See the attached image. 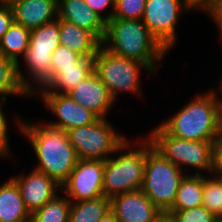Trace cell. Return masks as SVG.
Instances as JSON below:
<instances>
[{
    "label": "cell",
    "mask_w": 222,
    "mask_h": 222,
    "mask_svg": "<svg viewBox=\"0 0 222 222\" xmlns=\"http://www.w3.org/2000/svg\"><path fill=\"white\" fill-rule=\"evenodd\" d=\"M99 222H119L115 214L109 210L101 219Z\"/></svg>",
    "instance_id": "cell-37"
},
{
    "label": "cell",
    "mask_w": 222,
    "mask_h": 222,
    "mask_svg": "<svg viewBox=\"0 0 222 222\" xmlns=\"http://www.w3.org/2000/svg\"><path fill=\"white\" fill-rule=\"evenodd\" d=\"M160 125L180 139L215 141L222 134V114L210 89L196 96Z\"/></svg>",
    "instance_id": "cell-3"
},
{
    "label": "cell",
    "mask_w": 222,
    "mask_h": 222,
    "mask_svg": "<svg viewBox=\"0 0 222 222\" xmlns=\"http://www.w3.org/2000/svg\"><path fill=\"white\" fill-rule=\"evenodd\" d=\"M103 173L104 161L79 160L60 192H64L71 202L102 197Z\"/></svg>",
    "instance_id": "cell-11"
},
{
    "label": "cell",
    "mask_w": 222,
    "mask_h": 222,
    "mask_svg": "<svg viewBox=\"0 0 222 222\" xmlns=\"http://www.w3.org/2000/svg\"><path fill=\"white\" fill-rule=\"evenodd\" d=\"M31 214L16 182L10 178L0 185V222H30Z\"/></svg>",
    "instance_id": "cell-21"
},
{
    "label": "cell",
    "mask_w": 222,
    "mask_h": 222,
    "mask_svg": "<svg viewBox=\"0 0 222 222\" xmlns=\"http://www.w3.org/2000/svg\"><path fill=\"white\" fill-rule=\"evenodd\" d=\"M58 19L92 32L101 42L104 38L106 22L85 0H58Z\"/></svg>",
    "instance_id": "cell-17"
},
{
    "label": "cell",
    "mask_w": 222,
    "mask_h": 222,
    "mask_svg": "<svg viewBox=\"0 0 222 222\" xmlns=\"http://www.w3.org/2000/svg\"><path fill=\"white\" fill-rule=\"evenodd\" d=\"M17 184L26 209L32 214L58 195L61 186L45 173L35 169L27 175L11 177Z\"/></svg>",
    "instance_id": "cell-14"
},
{
    "label": "cell",
    "mask_w": 222,
    "mask_h": 222,
    "mask_svg": "<svg viewBox=\"0 0 222 222\" xmlns=\"http://www.w3.org/2000/svg\"><path fill=\"white\" fill-rule=\"evenodd\" d=\"M88 6L97 13L105 22L110 20L113 17L114 8H115V0H85ZM113 9L111 12H107L108 14H101L103 10H108L107 8Z\"/></svg>",
    "instance_id": "cell-31"
},
{
    "label": "cell",
    "mask_w": 222,
    "mask_h": 222,
    "mask_svg": "<svg viewBox=\"0 0 222 222\" xmlns=\"http://www.w3.org/2000/svg\"><path fill=\"white\" fill-rule=\"evenodd\" d=\"M203 193V175L186 173L180 182L171 210H186L202 206Z\"/></svg>",
    "instance_id": "cell-22"
},
{
    "label": "cell",
    "mask_w": 222,
    "mask_h": 222,
    "mask_svg": "<svg viewBox=\"0 0 222 222\" xmlns=\"http://www.w3.org/2000/svg\"><path fill=\"white\" fill-rule=\"evenodd\" d=\"M218 88H219L218 90L220 91L219 93H220L221 97L217 95L218 93H216L215 90H211V91L214 94L215 100H216V102L218 104V107H219V110L222 114V79H220V81H219V87ZM218 97H220L221 99L220 98L218 99Z\"/></svg>",
    "instance_id": "cell-36"
},
{
    "label": "cell",
    "mask_w": 222,
    "mask_h": 222,
    "mask_svg": "<svg viewBox=\"0 0 222 222\" xmlns=\"http://www.w3.org/2000/svg\"><path fill=\"white\" fill-rule=\"evenodd\" d=\"M60 44L73 50L84 58H93L102 42L90 31L59 19Z\"/></svg>",
    "instance_id": "cell-20"
},
{
    "label": "cell",
    "mask_w": 222,
    "mask_h": 222,
    "mask_svg": "<svg viewBox=\"0 0 222 222\" xmlns=\"http://www.w3.org/2000/svg\"><path fill=\"white\" fill-rule=\"evenodd\" d=\"M93 60L95 73L115 101L119 92L137 93V95L142 93L140 90L141 69L155 75L144 63L116 55L102 45Z\"/></svg>",
    "instance_id": "cell-7"
},
{
    "label": "cell",
    "mask_w": 222,
    "mask_h": 222,
    "mask_svg": "<svg viewBox=\"0 0 222 222\" xmlns=\"http://www.w3.org/2000/svg\"><path fill=\"white\" fill-rule=\"evenodd\" d=\"M30 29L15 22L0 39V52L17 64V74L21 85L31 95V80L20 69L19 56L23 57L29 47Z\"/></svg>",
    "instance_id": "cell-19"
},
{
    "label": "cell",
    "mask_w": 222,
    "mask_h": 222,
    "mask_svg": "<svg viewBox=\"0 0 222 222\" xmlns=\"http://www.w3.org/2000/svg\"><path fill=\"white\" fill-rule=\"evenodd\" d=\"M184 171L171 163L146 137V165L141 191L166 215L173 207Z\"/></svg>",
    "instance_id": "cell-5"
},
{
    "label": "cell",
    "mask_w": 222,
    "mask_h": 222,
    "mask_svg": "<svg viewBox=\"0 0 222 222\" xmlns=\"http://www.w3.org/2000/svg\"><path fill=\"white\" fill-rule=\"evenodd\" d=\"M145 5L146 0H115L112 18L141 20Z\"/></svg>",
    "instance_id": "cell-28"
},
{
    "label": "cell",
    "mask_w": 222,
    "mask_h": 222,
    "mask_svg": "<svg viewBox=\"0 0 222 222\" xmlns=\"http://www.w3.org/2000/svg\"><path fill=\"white\" fill-rule=\"evenodd\" d=\"M214 222H222V218L219 217V218H217Z\"/></svg>",
    "instance_id": "cell-38"
},
{
    "label": "cell",
    "mask_w": 222,
    "mask_h": 222,
    "mask_svg": "<svg viewBox=\"0 0 222 222\" xmlns=\"http://www.w3.org/2000/svg\"><path fill=\"white\" fill-rule=\"evenodd\" d=\"M84 57L69 48L59 45L52 54L51 69L75 68Z\"/></svg>",
    "instance_id": "cell-29"
},
{
    "label": "cell",
    "mask_w": 222,
    "mask_h": 222,
    "mask_svg": "<svg viewBox=\"0 0 222 222\" xmlns=\"http://www.w3.org/2000/svg\"><path fill=\"white\" fill-rule=\"evenodd\" d=\"M14 22L13 12L7 1H0V39Z\"/></svg>",
    "instance_id": "cell-32"
},
{
    "label": "cell",
    "mask_w": 222,
    "mask_h": 222,
    "mask_svg": "<svg viewBox=\"0 0 222 222\" xmlns=\"http://www.w3.org/2000/svg\"><path fill=\"white\" fill-rule=\"evenodd\" d=\"M212 175H203L202 206L219 218L222 217V177Z\"/></svg>",
    "instance_id": "cell-26"
},
{
    "label": "cell",
    "mask_w": 222,
    "mask_h": 222,
    "mask_svg": "<svg viewBox=\"0 0 222 222\" xmlns=\"http://www.w3.org/2000/svg\"><path fill=\"white\" fill-rule=\"evenodd\" d=\"M110 210L119 222H161L165 218L141 189L111 198Z\"/></svg>",
    "instance_id": "cell-13"
},
{
    "label": "cell",
    "mask_w": 222,
    "mask_h": 222,
    "mask_svg": "<svg viewBox=\"0 0 222 222\" xmlns=\"http://www.w3.org/2000/svg\"><path fill=\"white\" fill-rule=\"evenodd\" d=\"M211 174L222 177V134L213 142Z\"/></svg>",
    "instance_id": "cell-33"
},
{
    "label": "cell",
    "mask_w": 222,
    "mask_h": 222,
    "mask_svg": "<svg viewBox=\"0 0 222 222\" xmlns=\"http://www.w3.org/2000/svg\"><path fill=\"white\" fill-rule=\"evenodd\" d=\"M71 201L59 194L31 214L30 222H69Z\"/></svg>",
    "instance_id": "cell-25"
},
{
    "label": "cell",
    "mask_w": 222,
    "mask_h": 222,
    "mask_svg": "<svg viewBox=\"0 0 222 222\" xmlns=\"http://www.w3.org/2000/svg\"><path fill=\"white\" fill-rule=\"evenodd\" d=\"M102 46L116 55L144 63L155 74L157 63L168 53L142 20L111 18L105 25Z\"/></svg>",
    "instance_id": "cell-2"
},
{
    "label": "cell",
    "mask_w": 222,
    "mask_h": 222,
    "mask_svg": "<svg viewBox=\"0 0 222 222\" xmlns=\"http://www.w3.org/2000/svg\"><path fill=\"white\" fill-rule=\"evenodd\" d=\"M107 119L67 131L69 141L79 160L106 161L126 141L124 135L116 133Z\"/></svg>",
    "instance_id": "cell-8"
},
{
    "label": "cell",
    "mask_w": 222,
    "mask_h": 222,
    "mask_svg": "<svg viewBox=\"0 0 222 222\" xmlns=\"http://www.w3.org/2000/svg\"><path fill=\"white\" fill-rule=\"evenodd\" d=\"M153 147L182 171L183 166L196 168L198 173H212L214 141H189L170 135L160 124L147 135ZM200 170V173H199Z\"/></svg>",
    "instance_id": "cell-6"
},
{
    "label": "cell",
    "mask_w": 222,
    "mask_h": 222,
    "mask_svg": "<svg viewBox=\"0 0 222 222\" xmlns=\"http://www.w3.org/2000/svg\"><path fill=\"white\" fill-rule=\"evenodd\" d=\"M161 222H170L166 217Z\"/></svg>",
    "instance_id": "cell-39"
},
{
    "label": "cell",
    "mask_w": 222,
    "mask_h": 222,
    "mask_svg": "<svg viewBox=\"0 0 222 222\" xmlns=\"http://www.w3.org/2000/svg\"><path fill=\"white\" fill-rule=\"evenodd\" d=\"M205 12L206 14H208V16H210V18H212V21H214L217 25L221 35L220 39H222V5L219 2L213 4Z\"/></svg>",
    "instance_id": "cell-34"
},
{
    "label": "cell",
    "mask_w": 222,
    "mask_h": 222,
    "mask_svg": "<svg viewBox=\"0 0 222 222\" xmlns=\"http://www.w3.org/2000/svg\"><path fill=\"white\" fill-rule=\"evenodd\" d=\"M187 4L193 9V10H203L205 11L212 6L213 4H216L219 2V0H186Z\"/></svg>",
    "instance_id": "cell-35"
},
{
    "label": "cell",
    "mask_w": 222,
    "mask_h": 222,
    "mask_svg": "<svg viewBox=\"0 0 222 222\" xmlns=\"http://www.w3.org/2000/svg\"><path fill=\"white\" fill-rule=\"evenodd\" d=\"M4 102L0 101V157H10V145H9V141L7 138V134H8V121L5 117V114L3 112V107L2 104Z\"/></svg>",
    "instance_id": "cell-30"
},
{
    "label": "cell",
    "mask_w": 222,
    "mask_h": 222,
    "mask_svg": "<svg viewBox=\"0 0 222 222\" xmlns=\"http://www.w3.org/2000/svg\"><path fill=\"white\" fill-rule=\"evenodd\" d=\"M42 96V102L57 120L48 122L49 126L69 131L72 128L94 123L98 117L90 110L82 107L67 94L33 93V96Z\"/></svg>",
    "instance_id": "cell-12"
},
{
    "label": "cell",
    "mask_w": 222,
    "mask_h": 222,
    "mask_svg": "<svg viewBox=\"0 0 222 222\" xmlns=\"http://www.w3.org/2000/svg\"><path fill=\"white\" fill-rule=\"evenodd\" d=\"M14 22L35 29L58 18V0H8Z\"/></svg>",
    "instance_id": "cell-16"
},
{
    "label": "cell",
    "mask_w": 222,
    "mask_h": 222,
    "mask_svg": "<svg viewBox=\"0 0 222 222\" xmlns=\"http://www.w3.org/2000/svg\"><path fill=\"white\" fill-rule=\"evenodd\" d=\"M165 217L170 222H214L217 219L203 206L186 210H170Z\"/></svg>",
    "instance_id": "cell-27"
},
{
    "label": "cell",
    "mask_w": 222,
    "mask_h": 222,
    "mask_svg": "<svg viewBox=\"0 0 222 222\" xmlns=\"http://www.w3.org/2000/svg\"><path fill=\"white\" fill-rule=\"evenodd\" d=\"M60 45L59 19L44 24L30 32L29 47L23 55L24 66L31 81V97L51 78L53 51ZM34 82V83H33ZM37 84V86H35Z\"/></svg>",
    "instance_id": "cell-9"
},
{
    "label": "cell",
    "mask_w": 222,
    "mask_h": 222,
    "mask_svg": "<svg viewBox=\"0 0 222 222\" xmlns=\"http://www.w3.org/2000/svg\"><path fill=\"white\" fill-rule=\"evenodd\" d=\"M21 134L30 140L39 164L33 168L53 178L60 186L67 180L78 163L76 150L66 131L47 123L33 124L17 118Z\"/></svg>",
    "instance_id": "cell-1"
},
{
    "label": "cell",
    "mask_w": 222,
    "mask_h": 222,
    "mask_svg": "<svg viewBox=\"0 0 222 222\" xmlns=\"http://www.w3.org/2000/svg\"><path fill=\"white\" fill-rule=\"evenodd\" d=\"M132 143H135V147ZM145 165L146 138L139 142L126 139L114 155L104 161V196L111 199L114 196L141 189Z\"/></svg>",
    "instance_id": "cell-4"
},
{
    "label": "cell",
    "mask_w": 222,
    "mask_h": 222,
    "mask_svg": "<svg viewBox=\"0 0 222 222\" xmlns=\"http://www.w3.org/2000/svg\"><path fill=\"white\" fill-rule=\"evenodd\" d=\"M110 210V199L105 196L71 202L69 222H99Z\"/></svg>",
    "instance_id": "cell-23"
},
{
    "label": "cell",
    "mask_w": 222,
    "mask_h": 222,
    "mask_svg": "<svg viewBox=\"0 0 222 222\" xmlns=\"http://www.w3.org/2000/svg\"><path fill=\"white\" fill-rule=\"evenodd\" d=\"M82 107L90 110L99 119H106L115 100L99 76L93 71L67 94Z\"/></svg>",
    "instance_id": "cell-15"
},
{
    "label": "cell",
    "mask_w": 222,
    "mask_h": 222,
    "mask_svg": "<svg viewBox=\"0 0 222 222\" xmlns=\"http://www.w3.org/2000/svg\"><path fill=\"white\" fill-rule=\"evenodd\" d=\"M191 10L193 9L186 0H146L141 20L157 41L169 51L177 42L175 27L178 19L184 11Z\"/></svg>",
    "instance_id": "cell-10"
},
{
    "label": "cell",
    "mask_w": 222,
    "mask_h": 222,
    "mask_svg": "<svg viewBox=\"0 0 222 222\" xmlns=\"http://www.w3.org/2000/svg\"><path fill=\"white\" fill-rule=\"evenodd\" d=\"M94 71L93 58H83L75 68L51 69V78L35 93L68 94Z\"/></svg>",
    "instance_id": "cell-18"
},
{
    "label": "cell",
    "mask_w": 222,
    "mask_h": 222,
    "mask_svg": "<svg viewBox=\"0 0 222 222\" xmlns=\"http://www.w3.org/2000/svg\"><path fill=\"white\" fill-rule=\"evenodd\" d=\"M7 95L31 96L19 81L17 64L0 52V101L5 102Z\"/></svg>",
    "instance_id": "cell-24"
}]
</instances>
